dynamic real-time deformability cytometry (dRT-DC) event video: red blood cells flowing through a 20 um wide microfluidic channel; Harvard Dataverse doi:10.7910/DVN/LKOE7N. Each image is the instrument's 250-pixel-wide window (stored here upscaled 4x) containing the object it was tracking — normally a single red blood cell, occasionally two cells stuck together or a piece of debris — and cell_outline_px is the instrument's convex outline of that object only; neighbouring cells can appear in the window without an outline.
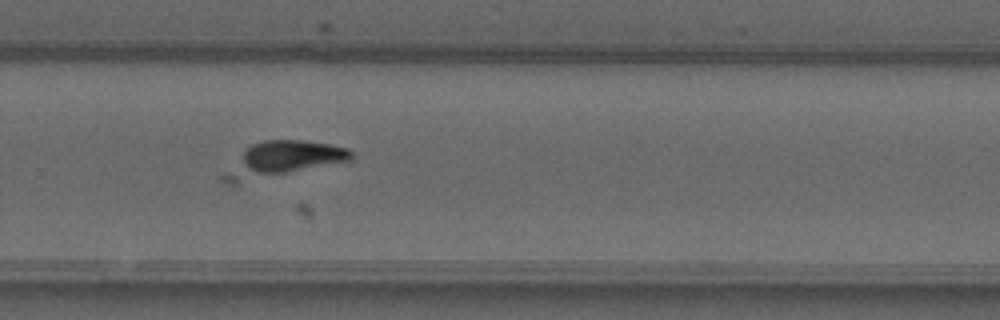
{"species": "common noctule bat (a hibernating species)", "species_latin": "Nyctalus noctula", "temperature_condition": "warm", "stored_images_in_passage": 40, "camera_frame_rate_fps": 3000, "um_per_image_px": 0.085, "animal": {"sex": "male", "forearm_length_mm": 52.5}, "frame": {"image": 1, "passage_image": 24, "time_ms": 7.667, "image_size_px": [1000, 320], "cell_outline_px": [[352, 160], [236, 184], [232, 184], [220, 180], [220, 176], [252, 144], [264, 140], [300, 140], [328, 144], [348, 148], [352, 152]], "centroid_in_image_um": [24.02, 13.55], "position_along_channel_um": 305.8, "area_um2": 25.37}}
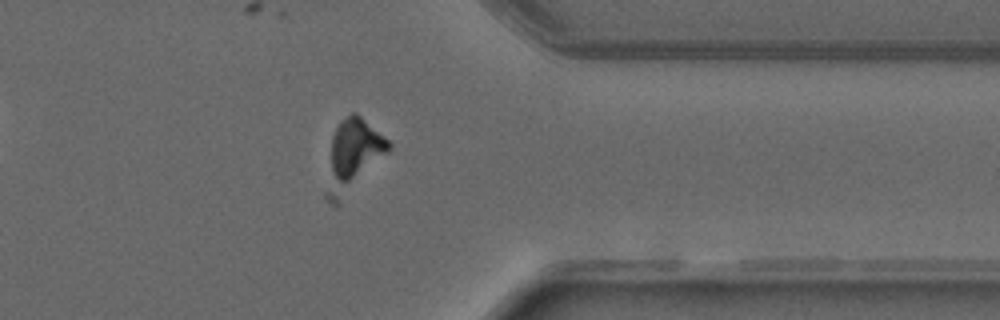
{"frame": {"image": 2, "passage_image": 30, "time_ms": 9.667, "image_size_px": [1000, 320], "cell_outline_px": [[392, 144], [388, 152], [340, 204], [332, 204], [324, 196], [324, 192], [332, 136], [340, 120], [352, 112], [356, 112], [384, 136]], "centroid_in_image_um": [29.97, 13.26], "position_along_channel_um": 381.4, "area_um2": 26.01}}